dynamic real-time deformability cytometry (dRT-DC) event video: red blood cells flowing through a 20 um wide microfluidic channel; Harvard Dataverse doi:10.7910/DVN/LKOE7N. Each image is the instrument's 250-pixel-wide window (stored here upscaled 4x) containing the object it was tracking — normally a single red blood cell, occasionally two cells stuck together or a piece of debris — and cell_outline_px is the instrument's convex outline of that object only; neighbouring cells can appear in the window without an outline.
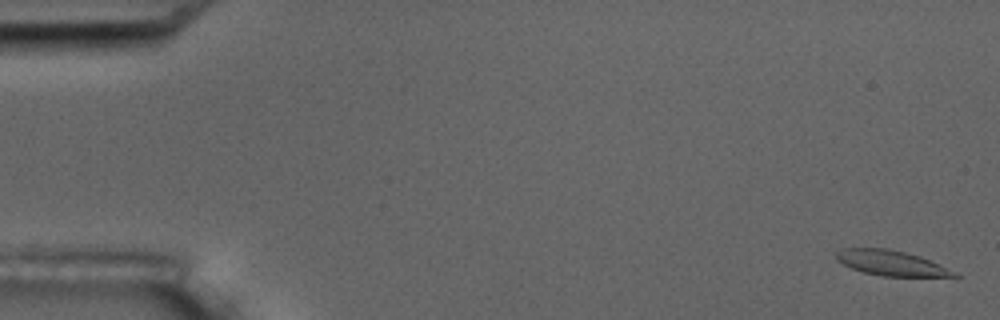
{"species": "common noctule bat (a hibernating species)", "species_latin": "Nyctalus noctula", "temperature_condition": "room temperature", "stored_images_in_passage": 6, "camera_frame_rate_fps": 3000, "um_per_image_px": 0.085, "animal": {"sex": "male", "body_mass_g": 17.5, "forearm_length_mm": 52.3}, "frame": {"image": 1, "passage_image": 1, "time_ms": 0.0, "image_size_px": [1000, 320], "cell_outline_px": [[960, 276], [884, 276], [864, 272], [852, 268], [836, 260], [836, 252], [844, 248], [888, 248], [920, 256]], "centroid_in_image_um": [75.63, 22.34], "position_along_channel_um": 9.4, "area_um2": 16.65}}
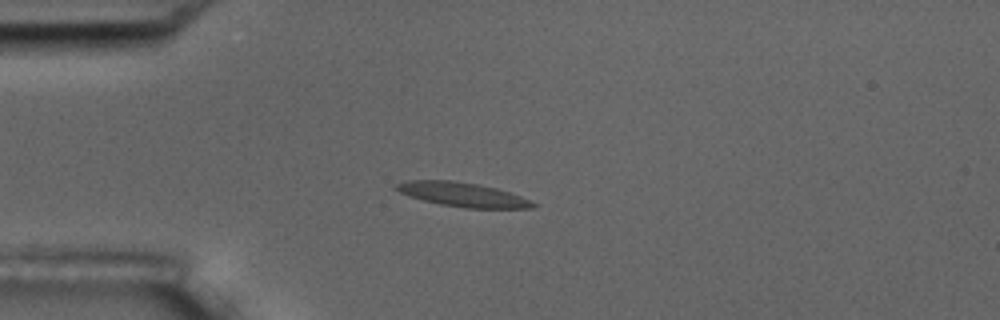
{"frame": {"image": 2, "passage_image": 4, "time_ms": 4.333, "image_size_px": [1000, 320], "cell_outline_px": [[536, 204], [532, 208], [464, 208], [440, 204], [408, 196], [392, 188], [396, 184], [404, 180], [452, 180], [480, 184], [496, 188], [520, 196]], "centroid_in_image_um": [39.25, 16.52], "position_along_channel_um": 45.8, "area_um2": 19.25}}
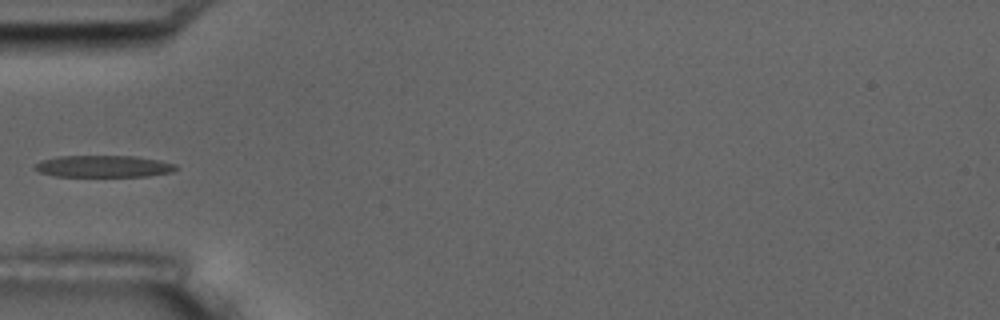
{"frame": {"image": 3, "passage_image": 5, "time_ms": 5.667, "image_size_px": [1000, 320], "cell_outline_px": [[180, 168], [172, 172], [148, 176], [56, 176], [40, 172], [32, 168], [40, 160], [56, 156], [136, 156], [160, 160], [176, 164]], "centroid_in_image_um": [8.82, 14.13], "position_along_channel_um": 76.2, "area_um2": 18.09}}